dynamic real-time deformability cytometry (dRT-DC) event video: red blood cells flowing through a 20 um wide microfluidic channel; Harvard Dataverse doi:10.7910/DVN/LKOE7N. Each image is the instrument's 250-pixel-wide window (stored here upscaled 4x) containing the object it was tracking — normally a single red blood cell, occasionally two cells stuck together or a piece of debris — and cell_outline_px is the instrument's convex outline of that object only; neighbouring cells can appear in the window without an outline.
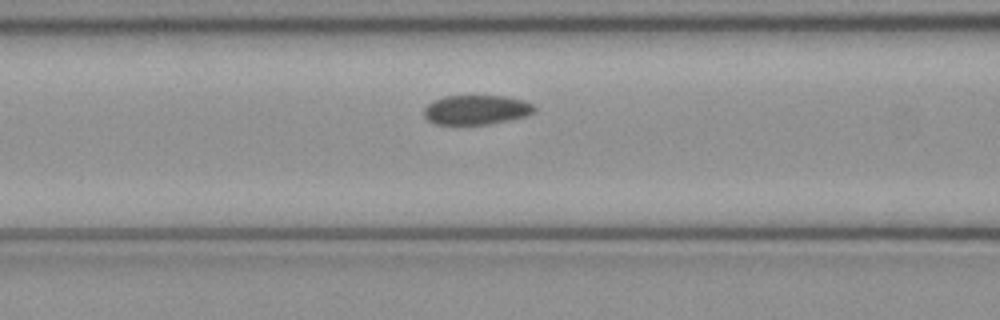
{"species": "common noctule bat (a hibernating species)", "species_latin": "Nyctalus noctula", "temperature_condition": "cold", "stored_images_in_passage": 13, "camera_frame_rate_fps": 3000, "um_per_image_px": 0.085, "animal": {"sex": "female", "body_mass_g": 21.9}, "frame": {"image": 1, "passage_image": 11, "time_ms": 3.333, "image_size_px": [1000, 320], "cell_outline_px": [[536, 112], [524, 116], [508, 120], [488, 124], [436, 124], [428, 120], [424, 116], [424, 108], [428, 104], [444, 96], [504, 96], [524, 100], [532, 104], [536, 108]], "centroid_in_image_um": [40.5, 9.33], "position_along_channel_um": 126.1, "area_um2": 18.84}}